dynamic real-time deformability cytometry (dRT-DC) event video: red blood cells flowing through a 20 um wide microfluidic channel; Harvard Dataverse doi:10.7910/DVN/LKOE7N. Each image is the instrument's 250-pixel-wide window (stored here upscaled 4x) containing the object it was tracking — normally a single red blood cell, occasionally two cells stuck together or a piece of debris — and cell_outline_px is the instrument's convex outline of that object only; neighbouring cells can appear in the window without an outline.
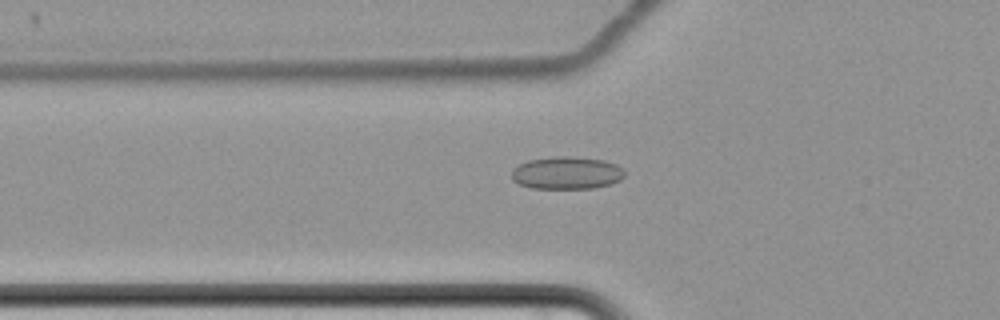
{"species": "common noctule bat (a hibernating species)", "species_latin": "Nyctalus noctula", "temperature_condition": "cold", "stored_images_in_passage": 55, "camera_frame_rate_fps": 3000, "um_per_image_px": 0.085, "animal": {"sex": "female", "body_mass_g": 22.7, "forearm_length_mm": 54.2}, "frame": {"image": 1, "passage_image": 16, "time_ms": 5.0, "image_size_px": [1000, 320], "cell_outline_px": [[624, 176], [620, 180], [612, 184], [592, 188], [532, 188], [520, 184], [512, 180], [512, 168], [528, 160], [556, 156], [572, 156], [604, 160], [616, 164], [624, 168]], "centroid_in_image_um": [48.19, 14.69], "position_along_channel_um": 77.6, "area_um2": 21.56}}
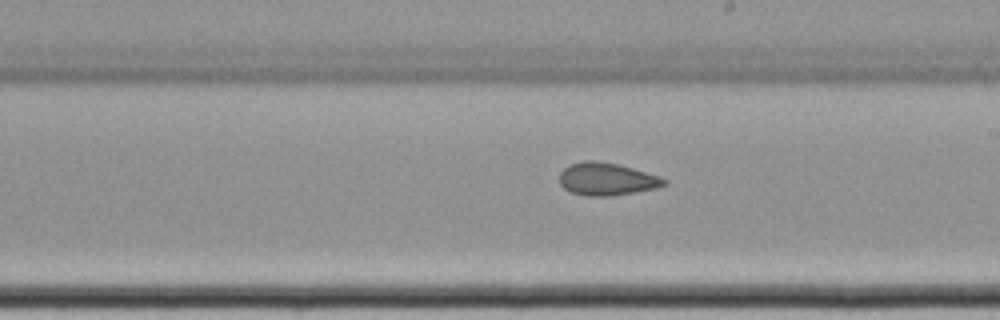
{"frame": {"image": 2, "passage_image": 30, "time_ms": 9.667, "image_size_px": [1000, 320], "cell_outline_px": [[668, 184], [656, 188], [636, 192], [612, 196], [588, 196], [568, 192], [560, 184], [560, 172], [564, 168], [572, 164], [584, 160], [596, 160], [616, 164], [632, 168], [660, 176], [668, 180]], "centroid_in_image_um": [51.58, 15.23], "position_along_channel_um": 237.4, "area_um2": 20.0}}
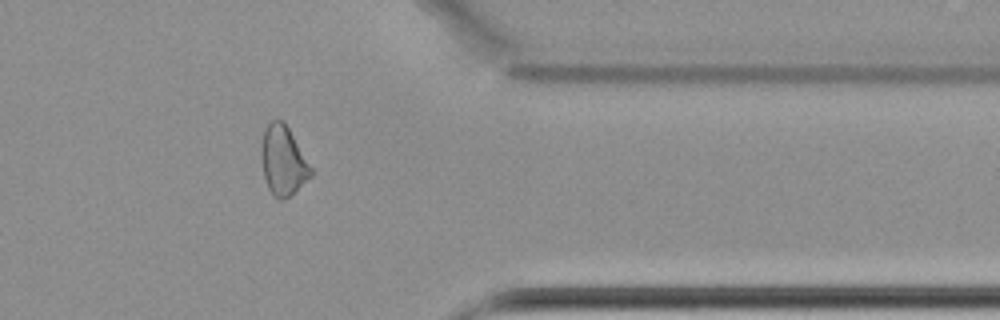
{"frame": {"image": 3, "passage_image": 44, "time_ms": 14.333, "image_size_px": [1000, 320], "cell_outline_px": [[312, 176], [292, 196], [284, 200], [276, 200], [272, 196], [268, 188], [264, 176], [260, 156], [260, 148], [264, 128], [272, 120], [284, 120], [312, 168]], "centroid_in_image_um": [24.05, 13.7], "position_along_channel_um": 387.3, "area_um2": 20.52}, "authors_computed_cell_mechanics": {"area_um2": 20.6346, "velocity_mm_per_s": 3.4388, "shape_relaxation_time_tau1_ms": null, "shape_relaxation_time_tau2_ms": 4.5558, "deformation_change_tau1": null, "deformation_change_tau2": 0.0992}}